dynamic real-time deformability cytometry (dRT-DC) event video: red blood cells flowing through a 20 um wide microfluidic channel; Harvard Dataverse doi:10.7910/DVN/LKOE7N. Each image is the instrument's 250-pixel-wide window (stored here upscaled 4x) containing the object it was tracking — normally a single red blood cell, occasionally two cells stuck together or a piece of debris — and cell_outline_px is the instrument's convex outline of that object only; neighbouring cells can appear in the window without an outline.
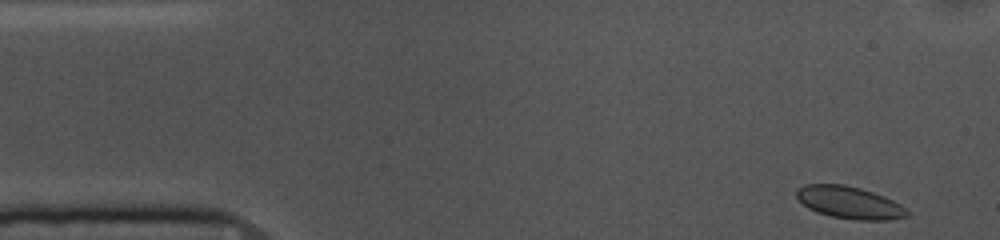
{"species": "common noctule bat (a hibernating species)", "species_latin": "Nyctalus noctula", "temperature_condition": "cold", "stored_images_in_passage": 51, "camera_frame_rate_fps": 3000, "um_per_image_px": 0.085, "animal": {"sex": "female", "body_mass_g": 10.0, "forearm_length_mm": 53.1}, "frame": {"image": 1, "passage_image": 1, "time_ms": 0.0, "image_size_px": [1000, 240], "cell_outline_px": [[908, 216], [888, 220], [856, 220], [832, 216], [816, 212], [808, 208], [796, 196], [796, 188], [804, 184], [844, 184], [860, 188], [884, 196], [900, 204], [908, 212]], "centroid_in_image_um": [72.17, 17.21], "position_along_channel_um": 12.8, "area_um2": 20.69}}
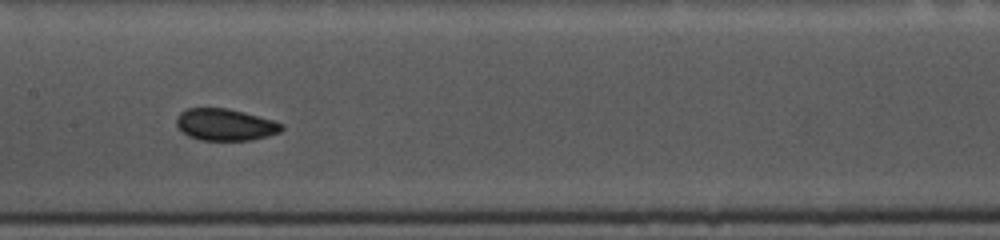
{"frame": {"image": 2, "passage_image": 23, "time_ms": 7.333, "image_size_px": [1000, 240], "cell_outline_px": [[284, 128], [280, 132], [268, 136], [252, 140], [200, 140], [188, 136], [176, 124], [176, 116], [180, 112], [188, 108], [228, 108], [244, 112], [272, 120], [284, 124]], "centroid_in_image_um": [19.15, 10.59], "position_along_channel_um": 188.2, "area_um2": 19.54}}
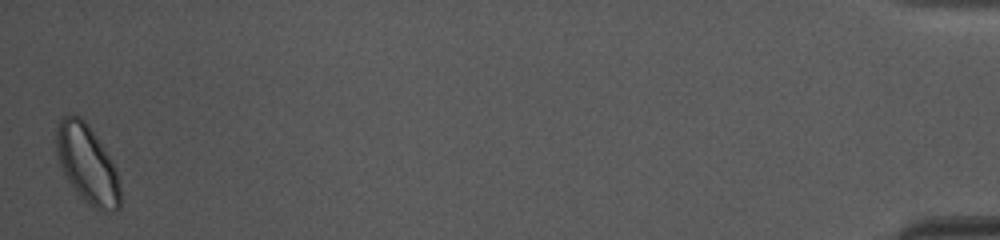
{"frame": {"image": 3, "passage_image": 51, "time_ms": 16.667, "image_size_px": [1000, 240], "cell_outline_px": [[120, 208], [116, 212], [112, 212], [96, 208], [88, 204], [80, 196], [68, 180], [60, 164], [56, 152], [56, 124], [60, 116], [68, 112], [80, 116], [88, 124], [112, 160], [116, 168], [120, 184]], "centroid_in_image_um": [7.41, 13.9], "position_along_channel_um": 427.8, "area_um2": 29.42}, "authors_computed_cell_mechanics": {"area_um2": 20.0566, "velocity_mm_per_s": 3.624, "shape_relaxation_time_tau1_ms": null, "shape_relaxation_time_tau2_ms": 3.4122, "deformation_change_tau1": null, "deformation_change_tau2": 0.065}}